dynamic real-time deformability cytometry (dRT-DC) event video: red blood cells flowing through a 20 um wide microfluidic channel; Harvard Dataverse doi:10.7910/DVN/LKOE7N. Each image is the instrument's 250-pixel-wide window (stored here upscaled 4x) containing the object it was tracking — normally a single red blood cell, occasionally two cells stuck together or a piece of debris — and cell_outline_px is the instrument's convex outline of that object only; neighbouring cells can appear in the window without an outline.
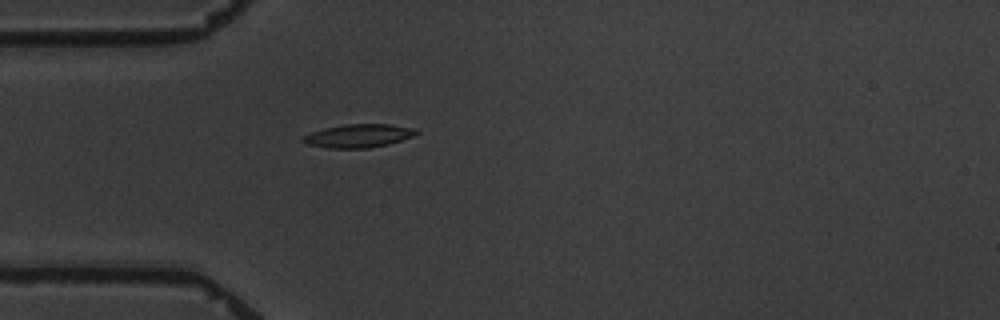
{"species": "common noctule bat (a hibernating species)", "species_latin": "Nyctalus noctula", "temperature_condition": "warm", "stored_images_in_passage": 1, "camera_frame_rate_fps": 3000, "um_per_image_px": 0.085, "animal": {"sex": "male", "body_mass_g": 19.5, "forearm_length_mm": 54.6}, "frame": {"image": 1, "passage_image": 1, "time_ms": 0.0, "image_size_px": [1000, 320], "cell_outline_px": [[420, 132], [412, 136], [388, 144], [368, 148], [328, 148], [308, 144], [300, 140], [304, 136], [312, 132], [324, 128], [344, 124], [388, 124], [412, 128]], "centroid_in_image_um": [30.45, 11.54], "position_along_channel_um": 54.6, "area_um2": 15.2}}